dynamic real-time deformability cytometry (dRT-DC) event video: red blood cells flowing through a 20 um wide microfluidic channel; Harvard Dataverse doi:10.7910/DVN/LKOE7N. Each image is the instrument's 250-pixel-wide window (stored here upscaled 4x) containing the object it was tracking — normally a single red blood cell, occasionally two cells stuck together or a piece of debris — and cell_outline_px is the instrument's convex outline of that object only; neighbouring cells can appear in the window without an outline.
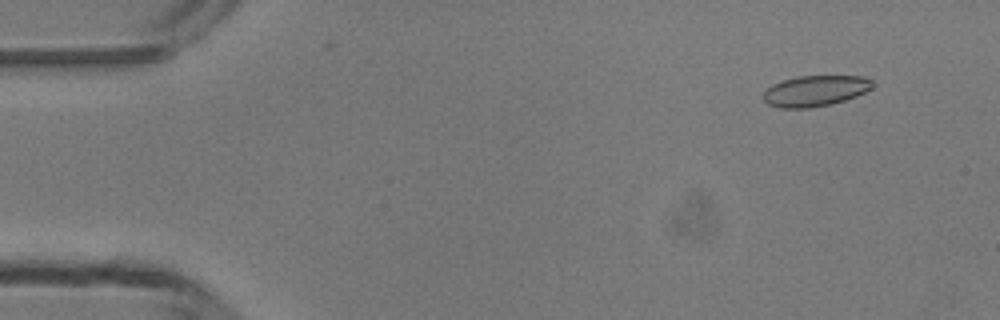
{"species": "common noctule bat (a hibernating species)", "species_latin": "Nyctalus noctula", "temperature_condition": "room temperature", "stored_images_in_passage": 49, "camera_frame_rate_fps": 3000, "um_per_image_px": 0.085, "animal": {"sex": "male", "body_mass_g": 13.3}, "frame": {"image": 1, "passage_image": 5, "time_ms": 1.333, "image_size_px": [1000, 320], "cell_outline_px": [[872, 88], [856, 96], [844, 100], [828, 104], [808, 108], [784, 108], [768, 104], [764, 100], [764, 92], [772, 84], [796, 76], [860, 76], [868, 80], [872, 84]], "centroid_in_image_um": [69.25, 7.72], "position_along_channel_um": 15.7, "area_um2": 19.19}}
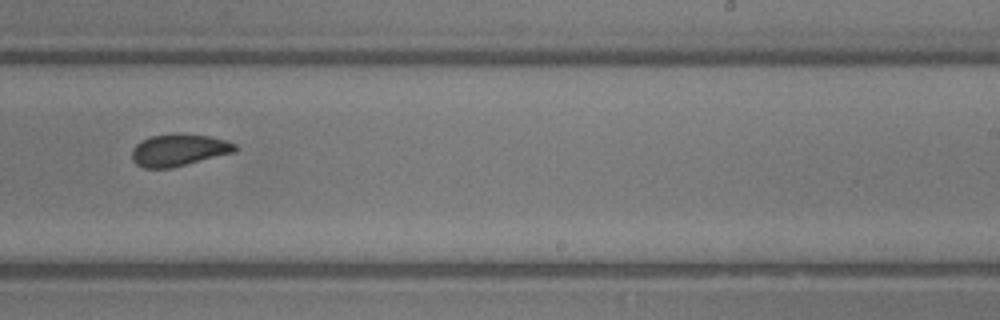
{"frame": {"image": 2, "passage_image": 31, "time_ms": 10.0, "image_size_px": [1000, 320], "cell_outline_px": [[236, 152], [172, 168], [144, 168], [136, 164], [132, 160], [132, 152], [136, 144], [152, 136], [172, 132], [208, 136], [224, 140], [236, 144]], "centroid_in_image_um": [15.2, 12.75], "position_along_channel_um": 273.8, "area_um2": 19.31}}
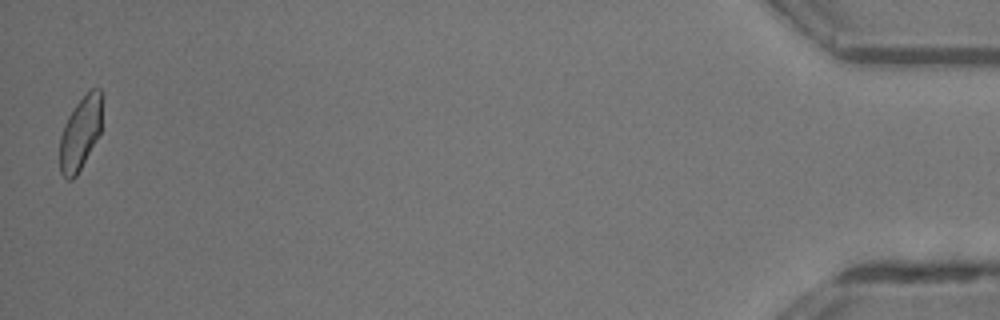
{"frame": {"image": 3, "passage_image": 49, "time_ms": 16.0, "image_size_px": [1000, 320], "cell_outline_px": [[100, 132], [76, 176], [72, 180], [68, 180], [60, 172], [60, 136], [64, 124], [68, 116], [76, 104], [92, 88], [100, 88]], "centroid_in_image_um": [6.79, 11.35], "position_along_channel_um": 428.4, "area_um2": 17.46}, "authors_computed_cell_mechanics": {"area_um2": 19.1318, "velocity_mm_per_s": 4.2232, "shape_relaxation_time_tau1_ms": null, "shape_relaxation_time_tau2_ms": 1.086, "deformation_change_tau1": null, "deformation_change_tau2": 0.0713}}